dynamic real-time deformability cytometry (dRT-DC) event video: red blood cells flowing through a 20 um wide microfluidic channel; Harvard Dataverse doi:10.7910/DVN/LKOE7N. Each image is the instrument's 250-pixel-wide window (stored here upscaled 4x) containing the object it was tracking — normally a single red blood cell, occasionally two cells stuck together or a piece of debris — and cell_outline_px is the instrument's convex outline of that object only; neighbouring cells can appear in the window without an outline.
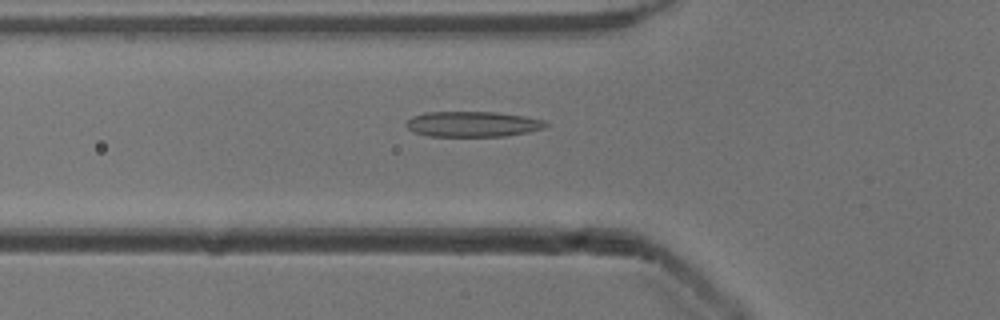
{"species": "common noctule bat (a hibernating species)", "species_latin": "Nyctalus noctula", "temperature_condition": "cold", "stored_images_in_passage": 39, "camera_frame_rate_fps": 3000, "um_per_image_px": 0.085, "animal": {"sex": "male", "body_mass_g": 13.3}, "frame": {"image": 1, "passage_image": 14, "time_ms": 4.333, "image_size_px": [1000, 320], "cell_outline_px": [[548, 124], [544, 128], [528, 132], [504, 136], [428, 136], [416, 132], [408, 128], [404, 124], [412, 116], [424, 112], [496, 112], [524, 116], [544, 120]], "centroid_in_image_um": [40.17, 10.54], "position_along_channel_um": 85.6, "area_um2": 20.63}}
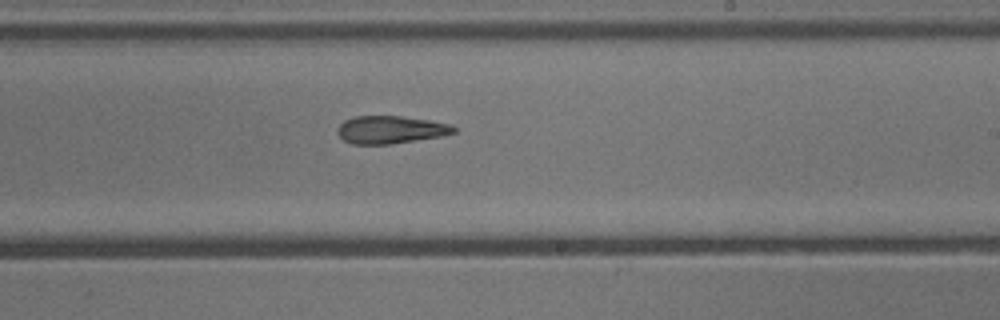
{"frame": {"image": 2, "passage_image": 27, "time_ms": 8.667, "image_size_px": [1000, 320], "cell_outline_px": [[456, 132], [440, 136], [388, 144], [352, 144], [344, 140], [340, 136], [340, 124], [344, 120], [352, 116], [400, 116], [428, 120], [448, 124], [456, 128]], "centroid_in_image_um": [33.18, 11.01], "position_along_channel_um": 255.8, "area_um2": 18.38}}
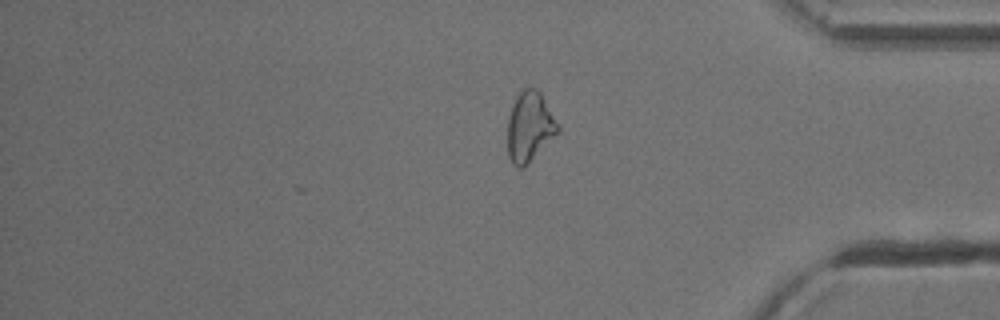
{"frame": {"image": 3, "passage_image": 39, "time_ms": 12.667, "image_size_px": [1000, 320], "cell_outline_px": [[560, 128], [520, 168], [516, 168], [512, 164], [508, 156], [508, 116], [512, 104], [516, 96], [524, 88], [536, 88], [540, 92], [560, 124]], "centroid_in_image_um": [44.98, 10.69], "position_along_channel_um": 390.2, "area_um2": 19.83}, "authors_computed_cell_mechanics": {"area_um2": 19.7676, "velocity_mm_per_s": 3.8981, "shape_relaxation_time_tau1_ms": 7.5007, "shape_relaxation_time_tau2_ms": 10.9718, "deformation_change_tau1": 0.1918, "deformation_change_tau2": 0.1985}}